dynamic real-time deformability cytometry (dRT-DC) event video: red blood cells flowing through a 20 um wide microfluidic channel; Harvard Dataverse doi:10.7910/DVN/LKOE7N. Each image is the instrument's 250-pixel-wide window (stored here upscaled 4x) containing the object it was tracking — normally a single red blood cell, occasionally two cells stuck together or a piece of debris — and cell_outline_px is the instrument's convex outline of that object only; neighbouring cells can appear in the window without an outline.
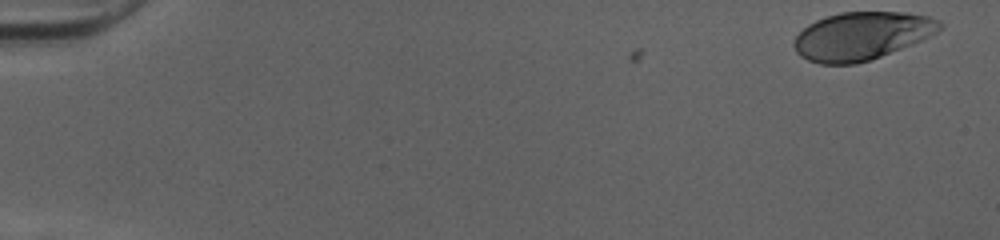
{"species": "human", "species_latin": "Homo sapiens", "temperature_condition": "cold", "stored_images_in_passage": 50, "camera_frame_rate_fps": 3000, "um_per_image_px": 0.085, "donor": {"sex": "female"}, "frame": {"image": 1, "passage_image": 1, "time_ms": 0.0, "image_size_px": [1000, 240], "cell_outline_px": [[944, 24], [936, 32], [912, 44], [872, 60], [856, 64], [820, 64], [808, 60], [800, 56], [796, 52], [792, 44], [796, 36], [808, 24], [816, 20], [840, 12], [904, 12], [928, 16], [940, 20]], "centroid_in_image_um": [73.23, 3.06], "position_along_channel_um": 11.8, "area_um2": 40.75}}
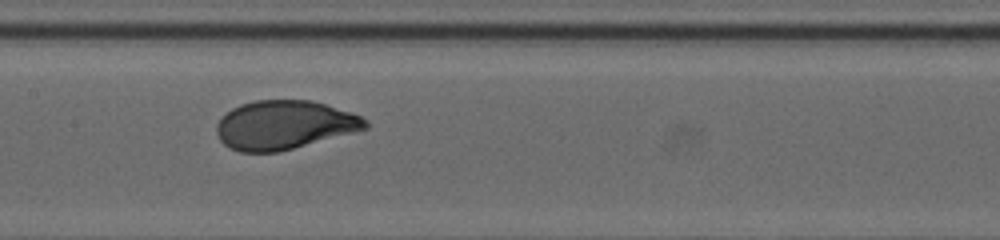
{"frame": {"image": 2, "passage_image": 26, "time_ms": 8.333, "image_size_px": [1000, 240], "cell_outline_px": [[368, 128], [292, 148], [276, 152], [240, 152], [228, 148], [220, 140], [216, 132], [216, 124], [232, 108], [240, 104], [256, 100], [312, 100], [352, 112], [368, 120]], "centroid_in_image_um": [24.15, 10.61], "position_along_channel_um": 183.3, "area_um2": 42.08}}
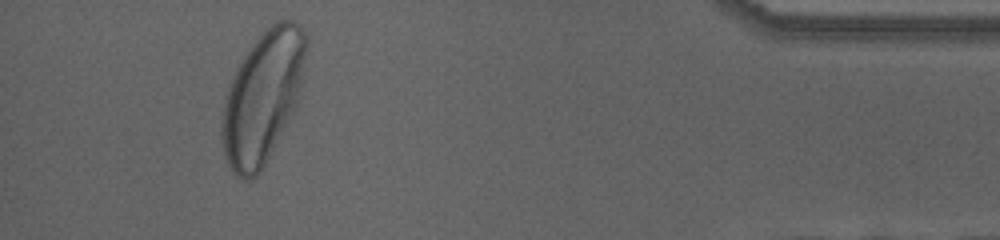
{"frame": {"image": 3, "passage_image": 47, "time_ms": 15.333, "image_size_px": [1000, 240], "cell_outline_px": [[308, 48], [300, 92], [296, 104], [292, 112], [264, 164], [256, 176], [252, 180], [244, 180], [236, 176], [228, 168], [224, 156], [220, 140], [220, 124], [224, 100], [228, 88], [236, 68], [256, 36], [276, 20], [292, 20], [308, 36]], "centroid_in_image_um": [22.3, 8.23], "position_along_channel_um": 412.9, "area_um2": 64.91}, "authors_computed_cell_mechanics": {"area_um2": 42.8298, "velocity_mm_per_s": 4.0111, "shape_relaxation_time_tau1_ms": 2.2874, "shape_relaxation_time_tau2_ms": null, "deformation_change_tau1": 0.1431, "deformation_change_tau2": null}}